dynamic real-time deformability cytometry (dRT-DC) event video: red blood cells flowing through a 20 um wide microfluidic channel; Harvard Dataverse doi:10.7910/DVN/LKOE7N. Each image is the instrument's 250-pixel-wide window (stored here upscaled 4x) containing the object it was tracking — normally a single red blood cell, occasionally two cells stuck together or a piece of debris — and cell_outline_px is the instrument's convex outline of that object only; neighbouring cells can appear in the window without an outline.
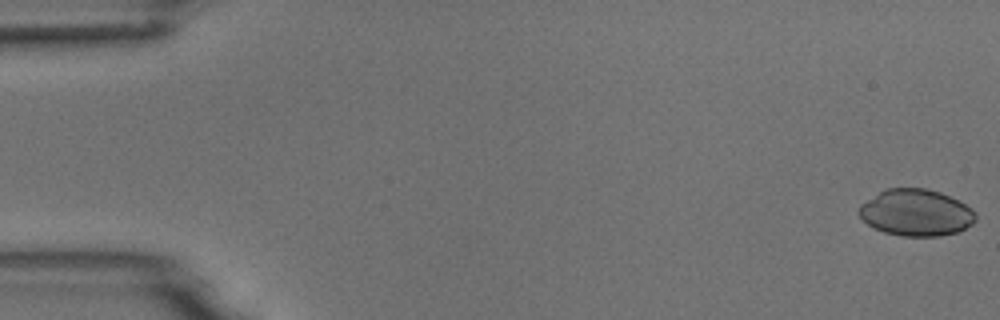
{"species": "common noctule bat (a hibernating species)", "species_latin": "Nyctalus noctula", "temperature_condition": "room temperature", "stored_images_in_passage": 55, "camera_frame_rate_fps": 3000, "um_per_image_px": 0.085, "animal": {"sex": "male", "body_mass_g": 18.8}, "frame": {"image": 1, "passage_image": 1, "time_ms": 0.0, "image_size_px": [1000, 320], "cell_outline_px": [[976, 220], [972, 224], [960, 232], [940, 236], [900, 236], [884, 232], [872, 228], [856, 212], [860, 204], [880, 192], [888, 188], [924, 188], [940, 192], [972, 208], [976, 216]], "centroid_in_image_um": [77.85, 18.09], "position_along_channel_um": 7.1, "area_um2": 31.79}}
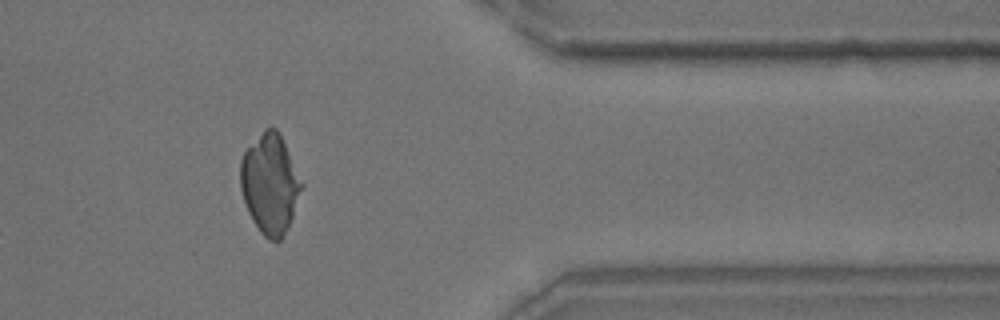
{"frame": {"image": 2, "passage_image": 45, "time_ms": 14.667, "image_size_px": [1000, 320], "cell_outline_px": [[304, 184], [288, 228], [280, 240], [268, 240], [260, 232], [252, 220], [248, 212], [240, 188], [240, 160], [244, 152], [264, 128], [276, 128]], "centroid_in_image_um": [22.94, 15.65], "position_along_channel_um": 388.5, "area_um2": 35.26}}